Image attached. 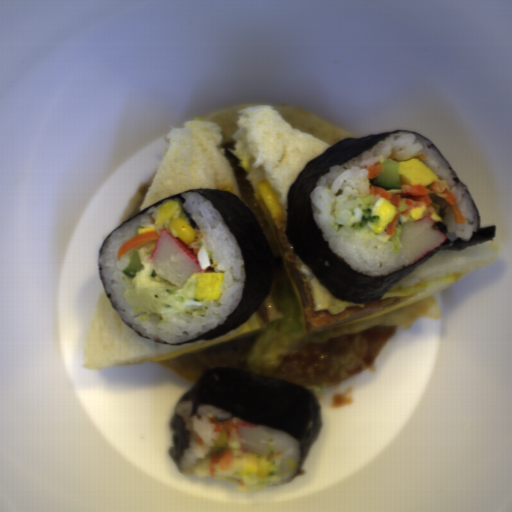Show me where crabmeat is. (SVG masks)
I'll return each mask as SVG.
<instances>
[{
    "label": "crabmeat",
    "mask_w": 512,
    "mask_h": 512,
    "mask_svg": "<svg viewBox=\"0 0 512 512\" xmlns=\"http://www.w3.org/2000/svg\"><path fill=\"white\" fill-rule=\"evenodd\" d=\"M150 261L158 277L179 288L192 274L203 273L199 259L189 246L165 228L154 243Z\"/></svg>",
    "instance_id": "crabmeat-1"
},
{
    "label": "crabmeat",
    "mask_w": 512,
    "mask_h": 512,
    "mask_svg": "<svg viewBox=\"0 0 512 512\" xmlns=\"http://www.w3.org/2000/svg\"><path fill=\"white\" fill-rule=\"evenodd\" d=\"M434 224V219L428 214L421 216L420 219L405 222L399 240L402 245L401 250L413 264L443 245L448 239L441 229L434 227Z\"/></svg>",
    "instance_id": "crabmeat-2"
},
{
    "label": "crabmeat",
    "mask_w": 512,
    "mask_h": 512,
    "mask_svg": "<svg viewBox=\"0 0 512 512\" xmlns=\"http://www.w3.org/2000/svg\"><path fill=\"white\" fill-rule=\"evenodd\" d=\"M233 433L237 438L241 453L249 454L271 443L273 437L270 431L238 417L231 418Z\"/></svg>",
    "instance_id": "crabmeat-3"
}]
</instances>
